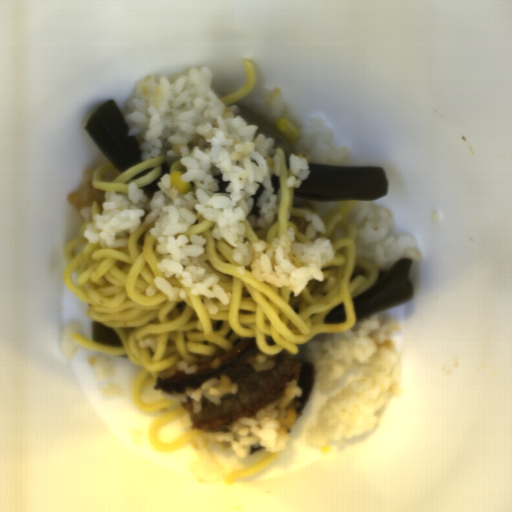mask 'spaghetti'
Wrapping results in <instances>:
<instances>
[{
    "instance_id": "spaghetti-3",
    "label": "spaghetti",
    "mask_w": 512,
    "mask_h": 512,
    "mask_svg": "<svg viewBox=\"0 0 512 512\" xmlns=\"http://www.w3.org/2000/svg\"><path fill=\"white\" fill-rule=\"evenodd\" d=\"M184 414L186 413L181 405L175 409H172L158 416L149 424V426L147 427V437L149 444L151 445L155 452L169 454L179 451L186 445H192L194 447V451H196V448H199V446L196 443V435L203 432L202 430L191 428L188 431L176 437L175 439L168 442H162L158 437L159 431L164 426L182 418Z\"/></svg>"
},
{
    "instance_id": "spaghetti-1",
    "label": "spaghetti",
    "mask_w": 512,
    "mask_h": 512,
    "mask_svg": "<svg viewBox=\"0 0 512 512\" xmlns=\"http://www.w3.org/2000/svg\"><path fill=\"white\" fill-rule=\"evenodd\" d=\"M274 153L281 167L279 176H271L273 193L280 191L278 214L267 228L253 227L244 219L243 242L265 241L270 247L275 238L294 228L297 242L325 237L334 252L332 260L320 268L324 280L311 279L296 296L289 286L257 280L248 266L239 273L232 257L235 248L223 237H213L214 222L204 219L196 208L191 210L196 222L183 234L188 239L198 236L206 240L198 261L205 271L218 276L217 284L231 294L227 305L212 299L216 314H210L202 297L193 294L177 300H170L160 290L146 295L145 290L163 276L158 268L162 261L158 241L150 233L155 225L145 224L151 200L143 204L138 228L125 234V247L103 248L99 241L90 243L83 235L86 222L66 243L62 272L66 287L83 302L89 318L114 329L123 346L103 345L80 332L73 335L74 342L90 350L125 355L140 366L130 391L138 410L152 413L171 407L172 398L145 401L143 385L146 379L157 381L162 371L181 360L190 367L204 364L246 338H254L266 358L280 353L293 357L298 346H306L318 334L342 333L356 325L354 297L366 292L379 277V268L359 257V228L349 220L359 199L336 203L324 217V233L307 237L306 214L314 210L292 207L294 187L286 186L291 168L282 147ZM343 303L344 322L322 324V318Z\"/></svg>"
},
{
    "instance_id": "spaghetti-4",
    "label": "spaghetti",
    "mask_w": 512,
    "mask_h": 512,
    "mask_svg": "<svg viewBox=\"0 0 512 512\" xmlns=\"http://www.w3.org/2000/svg\"><path fill=\"white\" fill-rule=\"evenodd\" d=\"M242 62L247 76L246 84L233 94L218 98L227 106H232L242 101L250 93V91L253 89L255 85L257 74L252 63L248 61L246 58L242 60Z\"/></svg>"
},
{
    "instance_id": "spaghetti-5",
    "label": "spaghetti",
    "mask_w": 512,
    "mask_h": 512,
    "mask_svg": "<svg viewBox=\"0 0 512 512\" xmlns=\"http://www.w3.org/2000/svg\"><path fill=\"white\" fill-rule=\"evenodd\" d=\"M279 452H268L266 455H264L261 459L250 465L249 467L234 471L232 473H229L226 475V482L228 485H232L235 481H237L239 478L251 476L258 471L266 468L268 465H270L275 459L279 457Z\"/></svg>"
},
{
    "instance_id": "spaghetti-2",
    "label": "spaghetti",
    "mask_w": 512,
    "mask_h": 512,
    "mask_svg": "<svg viewBox=\"0 0 512 512\" xmlns=\"http://www.w3.org/2000/svg\"><path fill=\"white\" fill-rule=\"evenodd\" d=\"M165 159L163 156H154L122 172L114 166L106 165L96 168L92 179L93 187L95 190L104 192L115 191L119 195L128 193L129 183H136L141 189L161 175V165Z\"/></svg>"
},
{
    "instance_id": "spaghetti-6",
    "label": "spaghetti",
    "mask_w": 512,
    "mask_h": 512,
    "mask_svg": "<svg viewBox=\"0 0 512 512\" xmlns=\"http://www.w3.org/2000/svg\"><path fill=\"white\" fill-rule=\"evenodd\" d=\"M172 172H181V176H183L184 174H186L187 168L184 165H182L179 160L173 161L170 167L169 174L172 175Z\"/></svg>"
},
{
    "instance_id": "spaghetti-7",
    "label": "spaghetti",
    "mask_w": 512,
    "mask_h": 512,
    "mask_svg": "<svg viewBox=\"0 0 512 512\" xmlns=\"http://www.w3.org/2000/svg\"><path fill=\"white\" fill-rule=\"evenodd\" d=\"M92 212H94L95 214L101 215L99 208H98L97 199L92 200Z\"/></svg>"
}]
</instances>
